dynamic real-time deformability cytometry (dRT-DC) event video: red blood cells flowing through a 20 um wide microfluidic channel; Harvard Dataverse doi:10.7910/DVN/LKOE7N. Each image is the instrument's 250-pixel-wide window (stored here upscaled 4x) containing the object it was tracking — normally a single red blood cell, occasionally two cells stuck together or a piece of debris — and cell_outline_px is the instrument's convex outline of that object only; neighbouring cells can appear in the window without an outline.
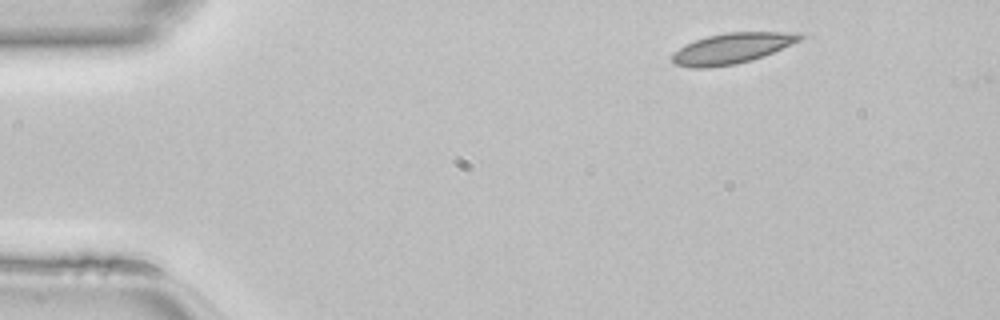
{"species": "common noctule bat (a hibernating species)", "species_latin": "Nyctalus noctula", "temperature_condition": "room temperature", "stored_images_in_passage": 2, "camera_frame_rate_fps": 3000, "um_per_image_px": 0.085, "animal": {"sex": "female", "body_mass_g": 22.7, "forearm_length_mm": 54.2}, "frame": {"image": 1, "passage_image": 1, "time_ms": 0.0, "image_size_px": [1000, 320], "cell_outline_px": [[804, 36], [800, 40], [772, 52], [736, 64], [708, 68], [692, 68], [676, 64], [672, 60], [672, 52], [696, 40], [708, 36], [728, 32], [804, 32]], "centroid_in_image_um": [62.21, 4.1], "position_along_channel_um": 22.8, "area_um2": 22.37}}